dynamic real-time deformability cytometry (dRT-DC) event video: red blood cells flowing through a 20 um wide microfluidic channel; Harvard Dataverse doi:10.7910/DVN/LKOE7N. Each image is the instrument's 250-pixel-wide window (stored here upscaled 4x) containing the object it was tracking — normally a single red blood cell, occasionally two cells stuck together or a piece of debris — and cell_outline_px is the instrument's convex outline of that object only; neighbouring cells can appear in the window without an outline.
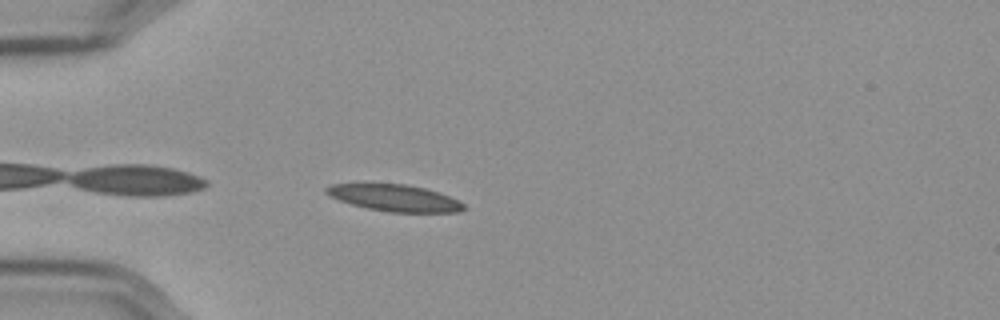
{"species": "Egyptian fruit bat (a non-hibernating species)", "species_latin": "Rousettus aegyptiacus", "temperature_condition": "cold", "stored_images_in_passage": 14, "camera_frame_rate_fps": 3000, "um_per_image_px": 0.085, "frame": {"image": 1, "passage_image": 2, "time_ms": 0.333, "image_size_px": [1000, 320], "cell_outline_px": [[464, 208], [456, 212], [388, 212], [368, 208], [352, 204], [328, 196], [324, 192], [324, 188], [332, 184], [404, 184], [424, 188], [440, 192], [464, 204]], "centroid_in_image_um": [33.5, 16.82], "position_along_channel_um": 51.5, "area_um2": 21.1}}
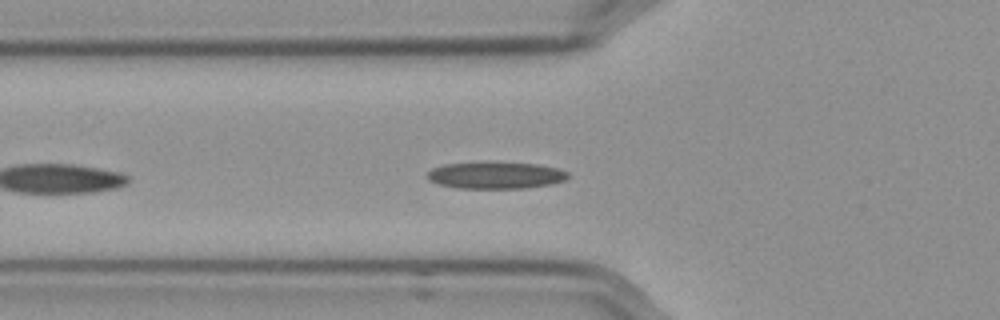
{"frame": {"image": 2, "passage_image": 6, "time_ms": 1.667, "image_size_px": [1000, 320], "cell_outline_px": [[568, 176], [564, 180], [548, 184], [524, 188], [456, 188], [440, 184], [428, 180], [428, 172], [432, 168], [444, 164], [536, 164], [560, 168], [568, 172]], "centroid_in_image_um": [42.14, 14.92], "position_along_channel_um": 83.7, "area_um2": 21.15}}
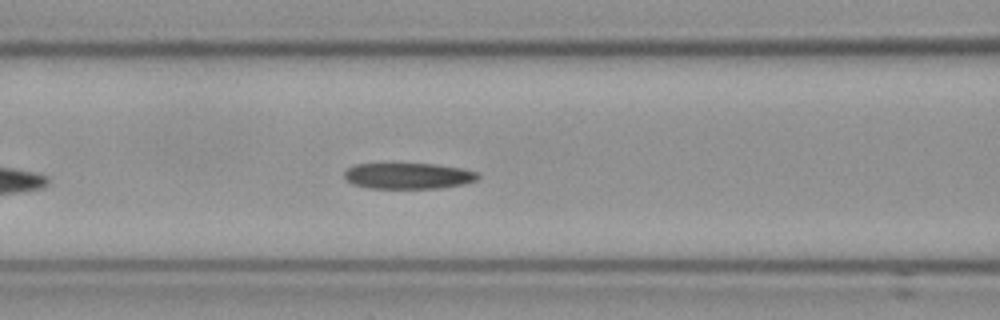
{"frame": {"image": 3, "passage_image": 10, "time_ms": 3.0, "image_size_px": [1000, 320], "cell_outline_px": [[480, 176], [476, 180], [464, 184], [440, 188], [368, 188], [352, 184], [344, 176], [344, 172], [352, 164], [436, 164], [464, 168], [476, 172]], "centroid_in_image_um": [34.71, 14.95], "position_along_channel_um": 131.9, "area_um2": 20.29}}